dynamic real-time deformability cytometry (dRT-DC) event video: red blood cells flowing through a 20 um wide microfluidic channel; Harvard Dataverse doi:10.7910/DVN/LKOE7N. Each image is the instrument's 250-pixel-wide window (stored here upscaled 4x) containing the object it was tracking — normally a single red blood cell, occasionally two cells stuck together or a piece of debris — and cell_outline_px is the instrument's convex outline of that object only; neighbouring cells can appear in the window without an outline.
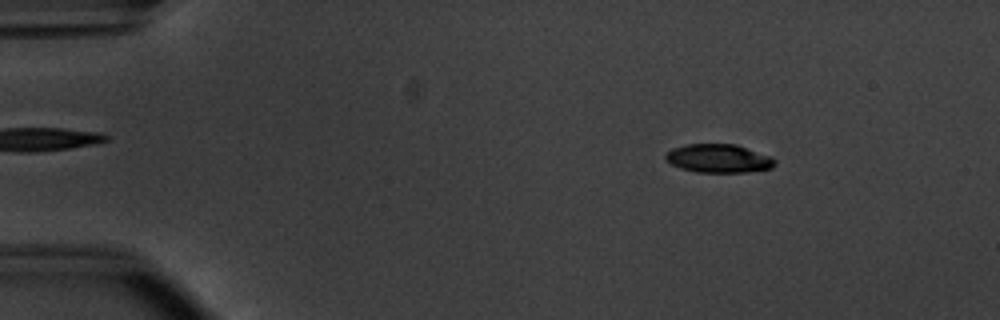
{"species": "common noctule bat (a hibernating species)", "species_latin": "Nyctalus noctula", "temperature_condition": "warm", "stored_images_in_passage": 53, "camera_frame_rate_fps": 3000, "um_per_image_px": 0.085, "animal": {"sex": "male", "body_mass_g": 20.1, "forearm_length_mm": 53.5}, "frame": {"image": 1, "passage_image": 8, "time_ms": 2.333, "image_size_px": [1000, 320], "cell_outline_px": [[776, 164], [772, 168], [748, 172], [696, 172], [680, 168], [664, 160], [664, 156], [672, 148], [684, 144], [736, 144], [772, 156], [776, 160]], "centroid_in_image_um": [61.09, 13.46], "position_along_channel_um": 23.9, "area_um2": 18.38}}
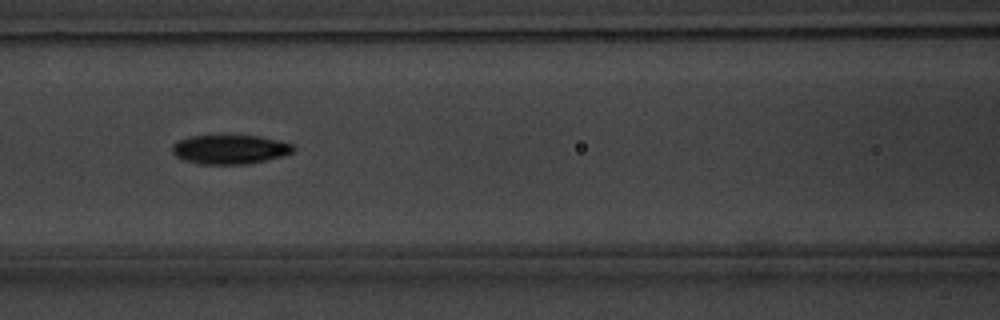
{"frame": {"image": 2, "passage_image": 24, "time_ms": 7.667, "image_size_px": [1000, 320], "cell_outline_px": [[296, 148], [292, 152], [280, 156], [264, 160], [244, 164], [200, 164], [184, 160], [176, 156], [172, 152], [172, 144], [176, 140], [192, 136], [260, 136], [292, 144]], "centroid_in_image_um": [19.49, 12.69], "position_along_channel_um": 147.1, "area_um2": 20.35}}
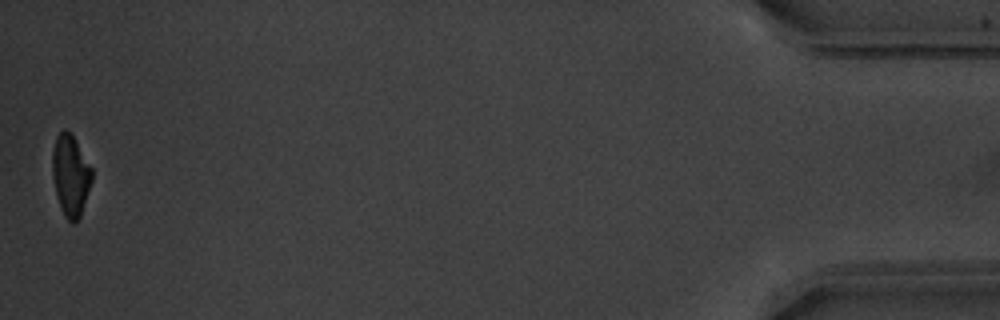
{"frame": {"image": 3, "passage_image": 53, "time_ms": 17.333, "image_size_px": [1000, 320], "cell_outline_px": [[92, 180], [80, 216], [72, 224], [64, 216], [60, 208], [56, 192], [52, 172], [52, 152], [56, 136], [64, 128], [72, 136], [92, 168]], "centroid_in_image_um": [5.98, 14.92], "position_along_channel_um": 429.2, "area_um2": 18.38}, "authors_computed_cell_mechanics": {"area_um2": 20.0566, "velocity_mm_per_s": 3.8305, "shape_relaxation_time_tau1_ms": 2.9002, "shape_relaxation_time_tau2_ms": 3.8465, "deformation_change_tau1": 0.161, "deformation_change_tau2": 0.101}}